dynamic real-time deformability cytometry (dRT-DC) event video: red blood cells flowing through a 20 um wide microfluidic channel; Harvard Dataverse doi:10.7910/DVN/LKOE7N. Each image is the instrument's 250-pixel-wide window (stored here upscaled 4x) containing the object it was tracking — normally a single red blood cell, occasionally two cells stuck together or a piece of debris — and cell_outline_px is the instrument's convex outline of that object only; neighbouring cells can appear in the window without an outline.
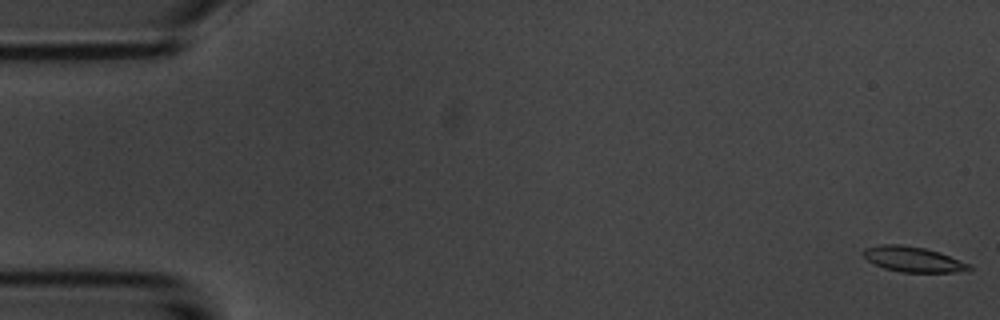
{"species": "common noctule bat (a hibernating species)", "species_latin": "Nyctalus noctula", "temperature_condition": "room temperature", "stored_images_in_passage": 55, "camera_frame_rate_fps": 3000, "um_per_image_px": 0.085, "animal": {"sex": "male", "body_mass_g": 20.1, "forearm_length_mm": 53.5}, "frame": {"image": 1, "passage_image": 1, "time_ms": 0.0, "image_size_px": [1000, 320], "cell_outline_px": [[972, 268], [952, 272], [900, 272], [884, 268], [868, 260], [860, 252], [864, 248], [880, 244], [900, 244], [924, 248], [940, 252], [972, 264]], "centroid_in_image_um": [77.59, 22.02], "position_along_channel_um": 7.4, "area_um2": 15.61}}
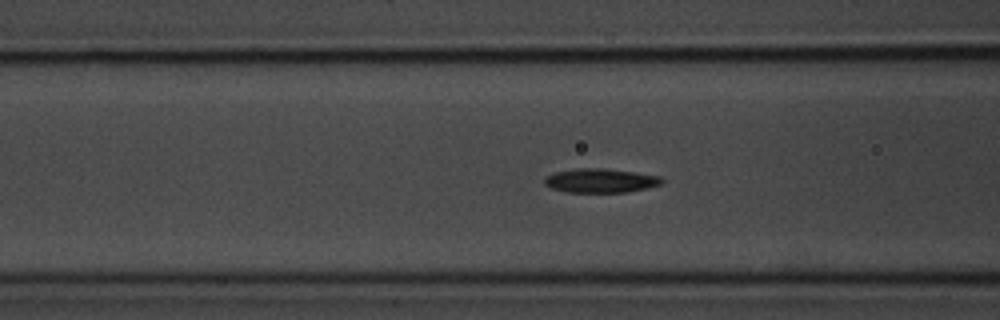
{"frame": {"image": 2, "passage_image": 21, "time_ms": 6.667, "image_size_px": [1000, 320], "cell_outline_px": [[664, 180], [660, 184], [648, 188], [628, 192], [568, 192], [552, 188], [544, 184], [544, 180], [548, 176], [556, 172], [576, 168], [600, 168], [636, 172], [660, 176]], "centroid_in_image_um": [51.07, 15.35], "position_along_channel_um": 115.5, "area_um2": 16.36}}
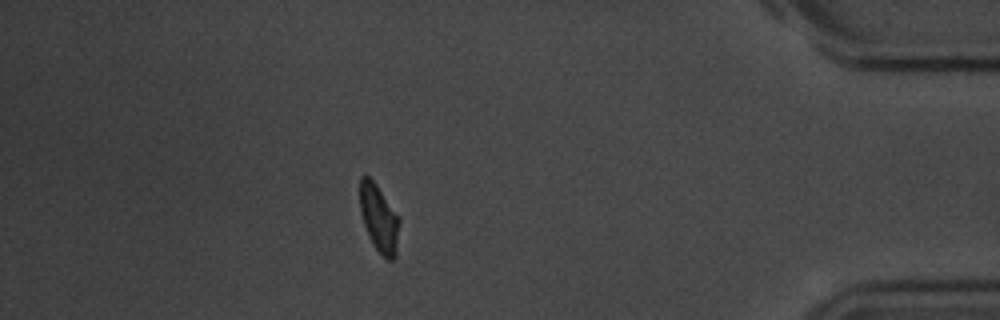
{"frame": {"image": 3, "passage_image": 48, "time_ms": 15.667, "image_size_px": [1000, 320], "cell_outline_px": [[400, 220], [396, 256], [392, 260], [388, 260], [372, 244], [368, 236], [360, 212], [360, 176], [368, 176], [376, 184], [400, 216]], "centroid_in_image_um": [32.23, 18.56], "position_along_channel_um": 403.0, "area_um2": 15.61}, "authors_computed_cell_mechanics": {"area_um2": 16.0684, "velocity_mm_per_s": 3.6916, "shape_relaxation_time_tau1_ms": 3.3854, "shape_relaxation_time_tau2_ms": null, "deformation_change_tau1": 0.1055, "deformation_change_tau2": null}}